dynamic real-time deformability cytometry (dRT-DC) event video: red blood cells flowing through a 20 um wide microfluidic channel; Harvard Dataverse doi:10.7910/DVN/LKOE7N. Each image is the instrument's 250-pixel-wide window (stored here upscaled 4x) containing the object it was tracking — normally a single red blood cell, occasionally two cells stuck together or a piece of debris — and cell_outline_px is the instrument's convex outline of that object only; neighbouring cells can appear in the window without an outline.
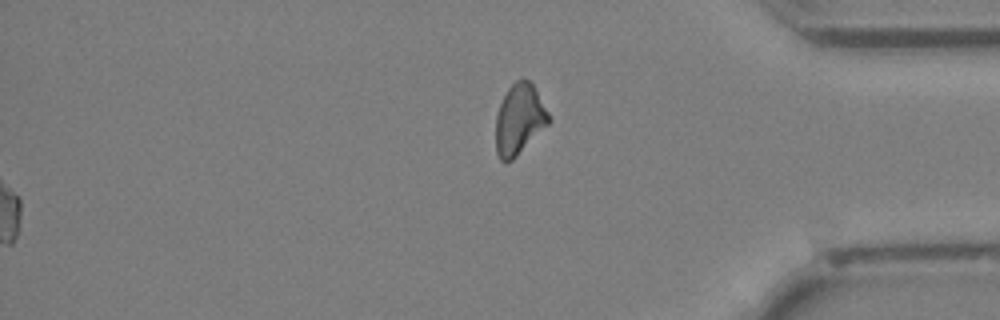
{"species": "Egyptian fruit bat (a non-hibernating species)", "species_latin": "Rousettus aegyptiacus", "temperature_condition": "cold", "stored_images_in_passage": 42, "segment_of_instrument_passage": [2, 2], "camera_frame_rate_fps": 3000, "um_per_image_px": 0.085, "animal": {"sex": "female"}, "frame": {"image": 1, "passage_image": 42, "time_ms": 13.667, "image_size_px": [1000, 320], "cell_outline_px": [[552, 120], [512, 160], [504, 164], [500, 160], [496, 152], [496, 116], [500, 104], [508, 88], [516, 80], [524, 76], [532, 84], [548, 112]], "centroid_in_image_um": [44.13, 10.15], "position_along_channel_um": 391.1, "area_um2": 21.62}}